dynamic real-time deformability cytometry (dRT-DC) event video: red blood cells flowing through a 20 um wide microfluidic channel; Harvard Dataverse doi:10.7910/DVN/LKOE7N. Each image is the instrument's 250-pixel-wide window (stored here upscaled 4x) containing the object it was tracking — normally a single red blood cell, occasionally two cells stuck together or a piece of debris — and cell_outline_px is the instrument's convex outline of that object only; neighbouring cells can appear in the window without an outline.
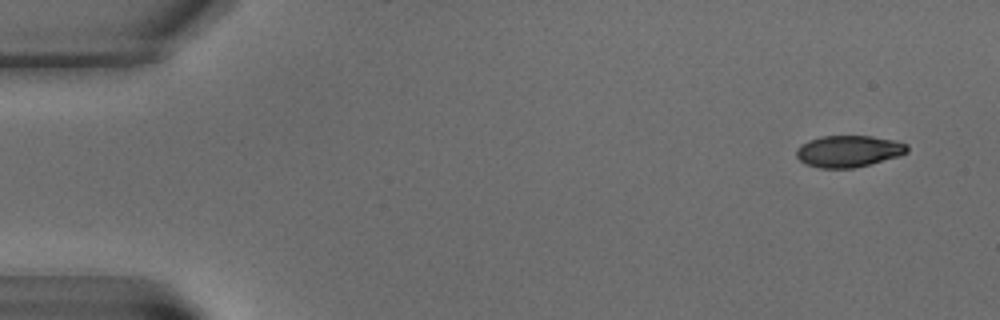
{"species": "common noctule bat (a hibernating species)", "species_latin": "Nyctalus noctula", "temperature_condition": "warm", "stored_images_in_passage": 8, "camera_frame_rate_fps": 3000, "um_per_image_px": 0.085, "animal": {"sex": "male", "body_mass_g": 15.6}, "frame": {"image": 1, "passage_image": 2, "time_ms": 1.333, "image_size_px": [1000, 320], "cell_outline_px": [[908, 152], [900, 156], [852, 168], [820, 168], [804, 164], [796, 156], [796, 148], [800, 144], [808, 140], [820, 136], [872, 136], [892, 140], [908, 144]], "centroid_in_image_um": [72.09, 12.85], "position_along_channel_um": 12.9, "area_um2": 20.52}}
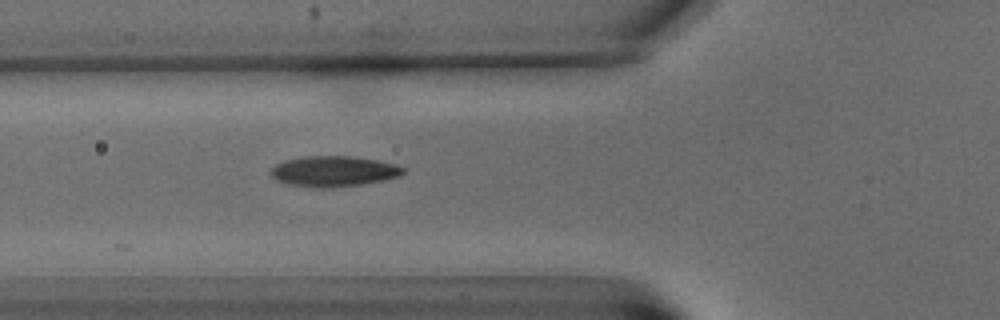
{"frame": {"image": 2, "passage_image": 8, "time_ms": 8.667, "image_size_px": [1000, 320], "cell_outline_px": [[404, 172], [400, 176], [384, 180], [360, 184], [332, 188], [320, 188], [288, 184], [276, 180], [272, 176], [272, 168], [276, 164], [284, 160], [304, 156], [352, 156], [376, 160], [396, 164], [404, 168]], "centroid_in_image_um": [28.36, 14.56], "position_along_channel_um": 97.4, "area_um2": 23.52}}